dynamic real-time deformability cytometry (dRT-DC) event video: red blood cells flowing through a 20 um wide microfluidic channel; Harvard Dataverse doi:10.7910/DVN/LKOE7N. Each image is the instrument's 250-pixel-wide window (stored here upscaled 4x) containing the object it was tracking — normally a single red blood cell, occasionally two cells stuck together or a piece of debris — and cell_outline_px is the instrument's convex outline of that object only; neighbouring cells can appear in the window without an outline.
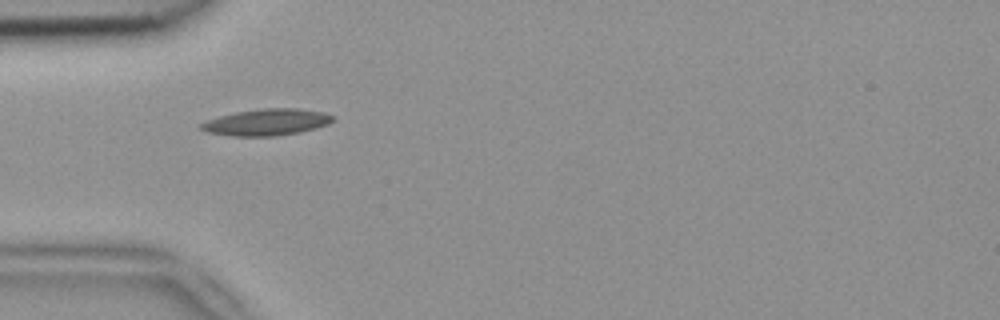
{"species": "common noctule bat (a hibernating species)", "species_latin": "Nyctalus noctula", "temperature_condition": "room temperature", "stored_images_in_passage": 6, "camera_frame_rate_fps": 3000, "um_per_image_px": 0.085, "animal": {"sex": "female", "body_mass_g": 18.4}, "frame": {"image": 1, "passage_image": 5, "time_ms": 1.333, "image_size_px": [1000, 320], "cell_outline_px": [[336, 116], [328, 124], [316, 128], [300, 132], [276, 136], [232, 136], [208, 132], [200, 128], [200, 124], [208, 120], [220, 116], [236, 112], [260, 108], [300, 108], [324, 112]], "centroid_in_image_um": [22.71, 10.38], "position_along_channel_um": 62.3, "area_um2": 20.4}}